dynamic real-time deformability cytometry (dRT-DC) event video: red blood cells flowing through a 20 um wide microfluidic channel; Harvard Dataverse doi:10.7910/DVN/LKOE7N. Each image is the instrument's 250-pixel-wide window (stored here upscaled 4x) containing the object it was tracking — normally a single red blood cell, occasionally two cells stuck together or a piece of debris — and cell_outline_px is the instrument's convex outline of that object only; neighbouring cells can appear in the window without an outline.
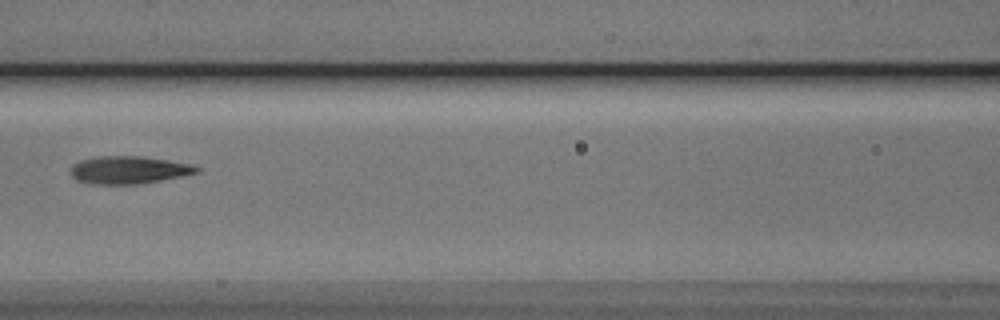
{"species": "Egyptian fruit bat (a non-hibernating species)", "species_latin": "Rousettus aegyptiacus", "temperature_condition": "cold", "stored_images_in_passage": 5, "camera_frame_rate_fps": 3000, "um_per_image_px": 0.085, "animal": {"sex": "male"}, "frame": {"image": 1, "passage_image": 5, "time_ms": 1.333, "image_size_px": [1000, 320], "cell_outline_px": [[200, 172], [160, 180], [136, 184], [92, 184], [76, 180], [68, 172], [72, 164], [80, 160], [96, 156], [140, 156], [168, 160], [192, 164], [200, 168]], "centroid_in_image_um": [10.89, 14.44], "position_along_channel_um": 155.7, "area_um2": 20.4}}